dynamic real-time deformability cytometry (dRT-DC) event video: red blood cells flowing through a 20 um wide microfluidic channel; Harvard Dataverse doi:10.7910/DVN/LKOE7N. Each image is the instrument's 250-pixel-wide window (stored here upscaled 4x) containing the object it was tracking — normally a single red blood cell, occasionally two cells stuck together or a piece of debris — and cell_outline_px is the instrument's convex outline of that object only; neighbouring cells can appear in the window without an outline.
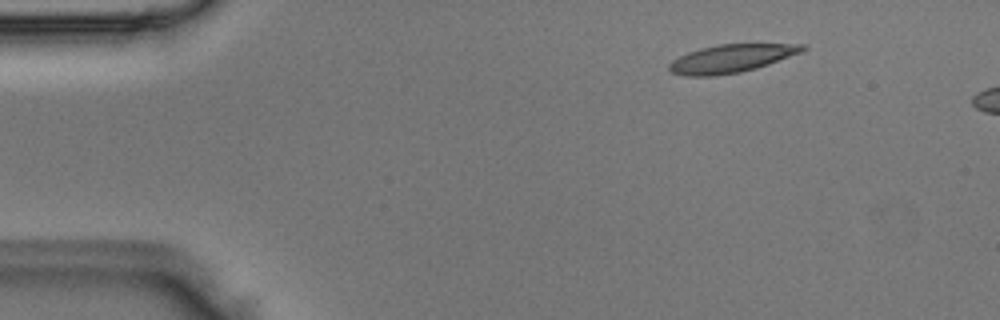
{"species": "Egyptian fruit bat (a non-hibernating species)", "species_latin": "Rousettus aegyptiacus", "temperature_condition": "room temperature", "stored_images_in_passage": 3, "camera_frame_rate_fps": 3000, "um_per_image_px": 0.085, "animal": {"sex": "male"}, "frame": {"image": 1, "passage_image": 1, "time_ms": 0.0, "image_size_px": [1000, 320], "cell_outline_px": [[808, 48], [800, 52], [768, 64], [756, 68], [740, 72], [716, 76], [684, 76], [672, 72], [668, 68], [668, 64], [672, 60], [688, 52], [700, 48], [716, 44], [804, 44]], "centroid_in_image_um": [62.11, 4.97], "position_along_channel_um": 22.9, "area_um2": 21.73}}